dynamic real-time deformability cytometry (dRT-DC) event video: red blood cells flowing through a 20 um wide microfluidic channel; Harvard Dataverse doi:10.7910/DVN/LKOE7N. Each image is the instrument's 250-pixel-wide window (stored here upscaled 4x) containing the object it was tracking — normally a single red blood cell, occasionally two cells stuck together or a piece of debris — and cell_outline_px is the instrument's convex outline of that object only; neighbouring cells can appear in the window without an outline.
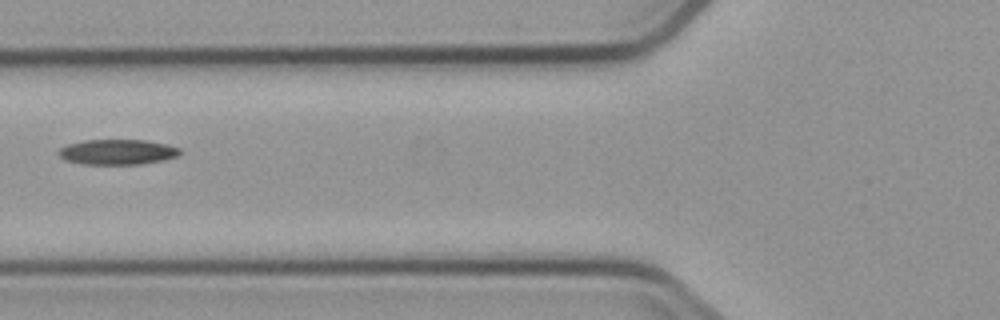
{"species": "common noctule bat (a hibernating species)", "species_latin": "Nyctalus noctula", "temperature_condition": "cold", "stored_images_in_passage": 6, "camera_frame_rate_fps": 3000, "um_per_image_px": 0.085, "animal": {"sex": "male", "body_mass_g": 23.1, "forearm_length_mm": 52.7}, "frame": {"image": 1, "passage_image": 6, "time_ms": 6.667, "image_size_px": [1000, 320], "cell_outline_px": [[180, 152], [176, 156], [160, 160], [140, 164], [84, 164], [64, 160], [56, 152], [60, 148], [68, 144], [84, 140], [144, 140], [164, 144], [180, 148]], "centroid_in_image_um": [9.91, 12.91], "position_along_channel_um": 115.9, "area_um2": 17.63}}